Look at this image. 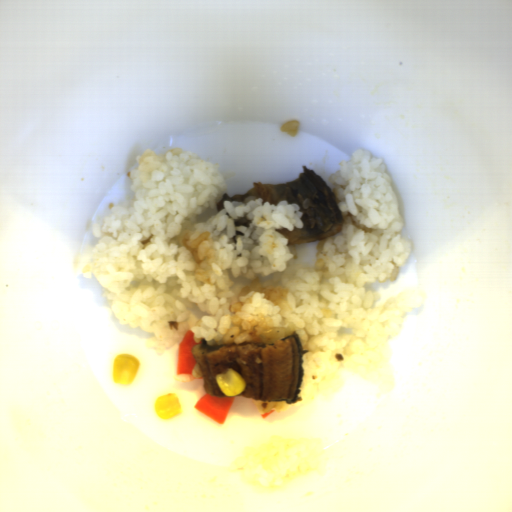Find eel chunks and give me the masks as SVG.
<instances>
[{"instance_id": "9297f934", "label": "eel chunks", "mask_w": 512, "mask_h": 512, "mask_svg": "<svg viewBox=\"0 0 512 512\" xmlns=\"http://www.w3.org/2000/svg\"><path fill=\"white\" fill-rule=\"evenodd\" d=\"M237 236H245L244 232L243 231H240V230H236V233H235V236L231 237V242H234V243H238V241L236 240V237Z\"/></svg>"}, {"instance_id": "57646c5b", "label": "eel chunks", "mask_w": 512, "mask_h": 512, "mask_svg": "<svg viewBox=\"0 0 512 512\" xmlns=\"http://www.w3.org/2000/svg\"><path fill=\"white\" fill-rule=\"evenodd\" d=\"M302 171L297 178L285 183L252 182V188L243 193H222L216 202V211L224 209V200L244 202L249 196L262 198V204L270 202L278 206L281 200L288 204L297 203L302 211L303 228L295 227L289 231L286 227L275 229L288 238L286 246H301L308 242L324 240L342 233L345 219L337 198L329 184L314 170L301 165Z\"/></svg>"}, {"instance_id": "4dd315ae", "label": "eel chunks", "mask_w": 512, "mask_h": 512, "mask_svg": "<svg viewBox=\"0 0 512 512\" xmlns=\"http://www.w3.org/2000/svg\"><path fill=\"white\" fill-rule=\"evenodd\" d=\"M190 351L196 360L192 376L196 381L201 380L209 395L228 397L219 390L214 376L232 367L248 383L239 396L285 402L286 405L303 400L298 396L304 372L302 363L310 350H305L295 330L272 343L228 340L222 344H208L205 337H201Z\"/></svg>"}, {"instance_id": "5b157139", "label": "eel chunks", "mask_w": 512, "mask_h": 512, "mask_svg": "<svg viewBox=\"0 0 512 512\" xmlns=\"http://www.w3.org/2000/svg\"><path fill=\"white\" fill-rule=\"evenodd\" d=\"M233 224L235 227L244 226L247 229H250V224H253L252 219L249 218V213L244 212V216H237L233 220Z\"/></svg>"}]
</instances>
